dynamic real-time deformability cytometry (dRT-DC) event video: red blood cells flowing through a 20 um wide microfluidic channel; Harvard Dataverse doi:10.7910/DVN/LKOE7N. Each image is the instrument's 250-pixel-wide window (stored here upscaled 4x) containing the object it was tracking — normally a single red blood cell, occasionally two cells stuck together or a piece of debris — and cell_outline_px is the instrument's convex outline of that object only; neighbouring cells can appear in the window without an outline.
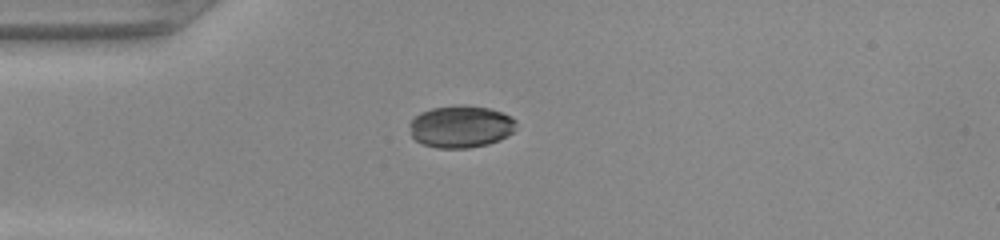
{"species": "common noctule bat (a hibernating species)", "species_latin": "Nyctalus noctula", "temperature_condition": "warm", "stored_images_in_passage": 37, "camera_frame_rate_fps": 3000, "um_per_image_px": 0.085, "animal": {"sex": "female", "body_mass_g": 22.0, "forearm_length_mm": 56.7}, "frame": {"image": 1, "passage_image": 1, "time_ms": 0.0, "image_size_px": [1000, 240], "cell_outline_px": [[516, 128], [508, 136], [500, 140], [488, 144], [468, 148], [436, 148], [424, 144], [416, 140], [412, 136], [408, 124], [420, 112], [432, 108], [464, 104], [488, 108], [512, 116], [516, 120]], "centroid_in_image_um": [39.18, 10.76], "position_along_channel_um": 45.8, "area_um2": 26.36}}
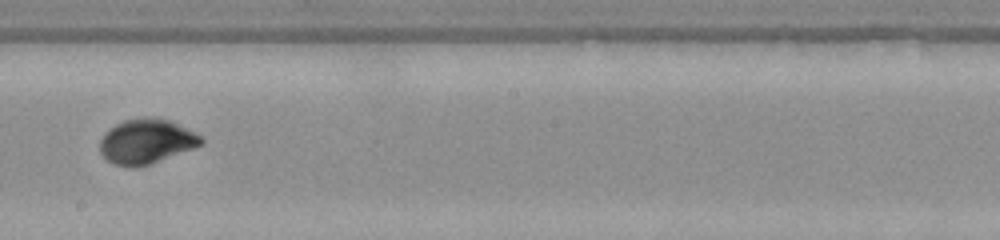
{"frame": {"image": 2, "passage_image": 16, "time_ms": 5.0, "image_size_px": [1000, 240], "cell_outline_px": [[204, 144], [152, 164], [136, 168], [132, 168], [112, 164], [100, 152], [100, 140], [116, 124], [124, 120], [144, 116], [168, 120], [200, 136], [204, 140]], "centroid_in_image_um": [12.43, 12.05], "position_along_channel_um": 235.8, "area_um2": 26.18}}
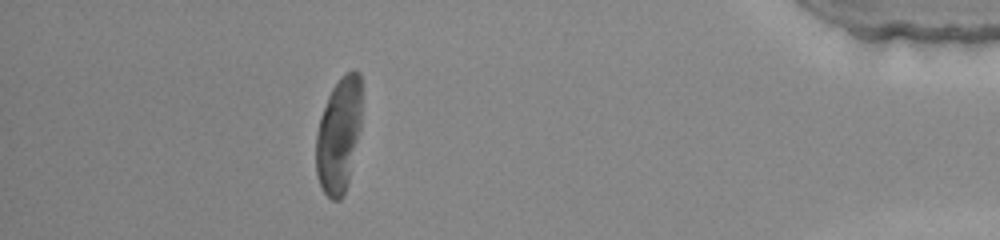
{"frame": {"image": 3, "passage_image": 32, "time_ms": 10.333, "image_size_px": [1000, 240], "cell_outline_px": [[360, 128], [348, 184], [344, 196], [340, 200], [332, 200], [324, 192], [316, 176], [316, 132], [320, 116], [328, 96], [332, 88], [340, 76], [344, 72], [360, 72]], "centroid_in_image_um": [28.77, 11.51], "position_along_channel_um": 406.4, "area_um2": 30.69}}